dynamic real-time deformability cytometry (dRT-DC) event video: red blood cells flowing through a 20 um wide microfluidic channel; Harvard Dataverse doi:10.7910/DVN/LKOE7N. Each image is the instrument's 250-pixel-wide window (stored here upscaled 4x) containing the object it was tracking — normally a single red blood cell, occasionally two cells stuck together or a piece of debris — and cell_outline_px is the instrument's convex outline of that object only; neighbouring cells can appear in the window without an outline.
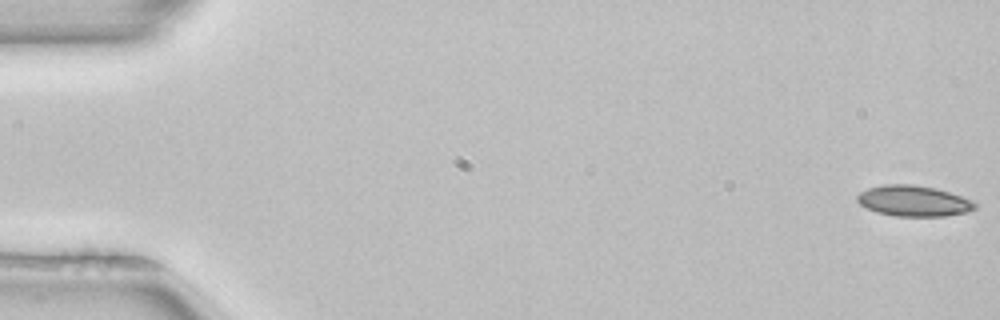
{"species": "common noctule bat (a hibernating species)", "species_latin": "Nyctalus noctula", "temperature_condition": "room temperature", "stored_images_in_passage": 52, "camera_frame_rate_fps": 3000, "um_per_image_px": 0.085, "animal": {"sex": "female", "body_mass_g": 22.7, "forearm_length_mm": 54.2}, "frame": {"image": 1, "passage_image": 1, "time_ms": 0.0, "image_size_px": [1000, 320], "cell_outline_px": [[976, 208], [964, 212], [944, 216], [896, 216], [876, 212], [860, 204], [856, 200], [856, 196], [860, 192], [868, 188], [884, 184], [912, 184], [936, 188], [972, 200], [976, 204]], "centroid_in_image_um": [77.62, 17.07], "position_along_channel_um": 7.4, "area_um2": 20.98}}
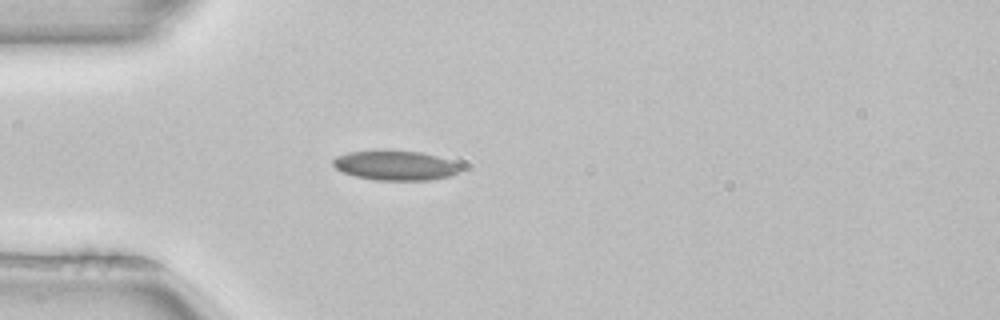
{"frame": {"image": 2, "passage_image": 15, "time_ms": 4.667, "image_size_px": [1000, 320], "cell_outline_px": [[460, 172], [452, 176], [428, 180], [376, 180], [356, 176], [344, 172], [336, 168], [332, 164], [332, 160], [336, 156], [348, 152], [376, 148], [388, 148], [420, 152], [436, 156], [448, 160], [456, 164], [460, 168]], "centroid_in_image_um": [33.54, 14.02], "position_along_channel_um": 51.5, "area_um2": 22.54}}
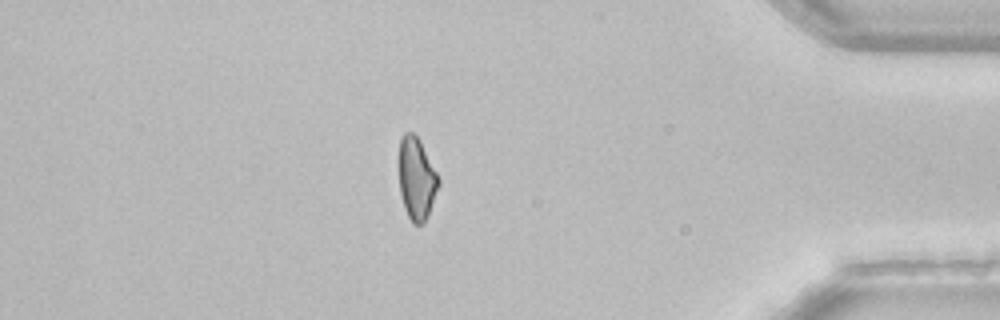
{"frame": {"image": 3, "passage_image": 45, "time_ms": 14.667, "image_size_px": [1000, 320], "cell_outline_px": [[440, 184], [428, 216], [420, 224], [412, 224], [404, 208], [400, 192], [396, 160], [400, 140], [404, 132], [412, 132], [420, 140], [440, 180]], "centroid_in_image_um": [35.36, 15.15], "position_along_channel_um": 399.8, "area_um2": 19.48}, "authors_computed_cell_mechanics": {"area_um2": 20.8947, "velocity_mm_per_s": 3.9811, "shape_relaxation_time_tau1_ms": null, "shape_relaxation_time_tau2_ms": 5.7334, "deformation_change_tau1": null, "deformation_change_tau2": 0.1168}}